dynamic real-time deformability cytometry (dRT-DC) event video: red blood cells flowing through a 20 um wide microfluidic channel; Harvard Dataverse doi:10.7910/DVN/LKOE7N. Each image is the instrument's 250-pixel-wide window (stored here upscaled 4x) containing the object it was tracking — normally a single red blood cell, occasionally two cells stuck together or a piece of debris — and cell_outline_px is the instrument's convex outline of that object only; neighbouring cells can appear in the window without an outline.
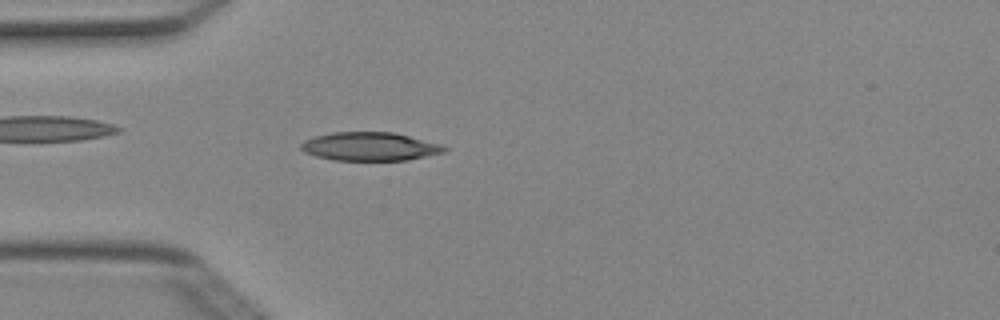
{"species": "Egyptian fruit bat (a non-hibernating species)", "species_latin": "Rousettus aegyptiacus", "temperature_condition": "cold", "stored_images_in_passage": 3, "camera_frame_rate_fps": 3000, "um_per_image_px": 0.085, "animal": {"sex": "female"}, "frame": {"image": 1, "passage_image": 3, "time_ms": 0.667, "image_size_px": [1000, 320], "cell_outline_px": [[448, 148], [444, 152], [408, 160], [332, 160], [316, 156], [304, 152], [300, 148], [300, 144], [304, 140], [316, 136], [332, 132], [392, 132], [440, 144]], "centroid_in_image_um": [31.4, 12.45], "position_along_channel_um": 53.6, "area_um2": 23.64}}